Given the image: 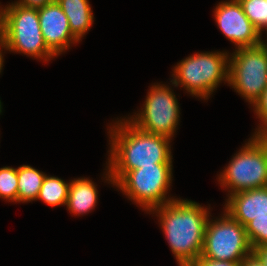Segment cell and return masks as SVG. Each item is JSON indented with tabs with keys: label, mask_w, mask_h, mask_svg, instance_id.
I'll return each instance as SVG.
<instances>
[{
	"label": "cell",
	"mask_w": 267,
	"mask_h": 266,
	"mask_svg": "<svg viewBox=\"0 0 267 266\" xmlns=\"http://www.w3.org/2000/svg\"><path fill=\"white\" fill-rule=\"evenodd\" d=\"M108 133L111 149L105 178L113 186L127 171L172 163V139L142 131L128 119L116 121Z\"/></svg>",
	"instance_id": "1"
},
{
	"label": "cell",
	"mask_w": 267,
	"mask_h": 266,
	"mask_svg": "<svg viewBox=\"0 0 267 266\" xmlns=\"http://www.w3.org/2000/svg\"><path fill=\"white\" fill-rule=\"evenodd\" d=\"M208 210L195 201L177 198L150 211L158 214L178 265L190 266L201 256Z\"/></svg>",
	"instance_id": "2"
},
{
	"label": "cell",
	"mask_w": 267,
	"mask_h": 266,
	"mask_svg": "<svg viewBox=\"0 0 267 266\" xmlns=\"http://www.w3.org/2000/svg\"><path fill=\"white\" fill-rule=\"evenodd\" d=\"M38 9L9 3L1 8L0 39L5 50L35 59H53L56 55L47 47L39 24Z\"/></svg>",
	"instance_id": "3"
},
{
	"label": "cell",
	"mask_w": 267,
	"mask_h": 266,
	"mask_svg": "<svg viewBox=\"0 0 267 266\" xmlns=\"http://www.w3.org/2000/svg\"><path fill=\"white\" fill-rule=\"evenodd\" d=\"M228 71L229 53L197 52L174 66L170 82L184 87L192 96L207 100L221 81L228 83Z\"/></svg>",
	"instance_id": "4"
},
{
	"label": "cell",
	"mask_w": 267,
	"mask_h": 266,
	"mask_svg": "<svg viewBox=\"0 0 267 266\" xmlns=\"http://www.w3.org/2000/svg\"><path fill=\"white\" fill-rule=\"evenodd\" d=\"M228 196L267 186V138L253 136L233 156L218 177Z\"/></svg>",
	"instance_id": "5"
},
{
	"label": "cell",
	"mask_w": 267,
	"mask_h": 266,
	"mask_svg": "<svg viewBox=\"0 0 267 266\" xmlns=\"http://www.w3.org/2000/svg\"><path fill=\"white\" fill-rule=\"evenodd\" d=\"M172 163H158L127 171L114 185L145 211L162 206L172 183Z\"/></svg>",
	"instance_id": "6"
},
{
	"label": "cell",
	"mask_w": 267,
	"mask_h": 266,
	"mask_svg": "<svg viewBox=\"0 0 267 266\" xmlns=\"http://www.w3.org/2000/svg\"><path fill=\"white\" fill-rule=\"evenodd\" d=\"M228 84L252 106L255 104L267 87V46L264 42L236 49L229 56Z\"/></svg>",
	"instance_id": "7"
},
{
	"label": "cell",
	"mask_w": 267,
	"mask_h": 266,
	"mask_svg": "<svg viewBox=\"0 0 267 266\" xmlns=\"http://www.w3.org/2000/svg\"><path fill=\"white\" fill-rule=\"evenodd\" d=\"M220 217L216 220L208 219L200 257L242 262L253 254L245 227L225 210Z\"/></svg>",
	"instance_id": "8"
},
{
	"label": "cell",
	"mask_w": 267,
	"mask_h": 266,
	"mask_svg": "<svg viewBox=\"0 0 267 266\" xmlns=\"http://www.w3.org/2000/svg\"><path fill=\"white\" fill-rule=\"evenodd\" d=\"M164 85H152L140 113L128 120L142 131L171 139L179 124L180 108L175 93Z\"/></svg>",
	"instance_id": "9"
},
{
	"label": "cell",
	"mask_w": 267,
	"mask_h": 266,
	"mask_svg": "<svg viewBox=\"0 0 267 266\" xmlns=\"http://www.w3.org/2000/svg\"><path fill=\"white\" fill-rule=\"evenodd\" d=\"M214 17L223 35L235 44V49L258 46L264 41L239 0L220 2L214 9Z\"/></svg>",
	"instance_id": "10"
},
{
	"label": "cell",
	"mask_w": 267,
	"mask_h": 266,
	"mask_svg": "<svg viewBox=\"0 0 267 266\" xmlns=\"http://www.w3.org/2000/svg\"><path fill=\"white\" fill-rule=\"evenodd\" d=\"M39 24L47 47L56 55L79 40L72 34L67 16L56 0L38 9Z\"/></svg>",
	"instance_id": "11"
},
{
	"label": "cell",
	"mask_w": 267,
	"mask_h": 266,
	"mask_svg": "<svg viewBox=\"0 0 267 266\" xmlns=\"http://www.w3.org/2000/svg\"><path fill=\"white\" fill-rule=\"evenodd\" d=\"M225 211L244 227L255 217L267 216V186L228 196Z\"/></svg>",
	"instance_id": "12"
},
{
	"label": "cell",
	"mask_w": 267,
	"mask_h": 266,
	"mask_svg": "<svg viewBox=\"0 0 267 266\" xmlns=\"http://www.w3.org/2000/svg\"><path fill=\"white\" fill-rule=\"evenodd\" d=\"M92 180L78 178L71 181L66 206L70 213L76 216L94 210L98 202V190Z\"/></svg>",
	"instance_id": "13"
},
{
	"label": "cell",
	"mask_w": 267,
	"mask_h": 266,
	"mask_svg": "<svg viewBox=\"0 0 267 266\" xmlns=\"http://www.w3.org/2000/svg\"><path fill=\"white\" fill-rule=\"evenodd\" d=\"M68 18L72 34L80 41L94 22L88 0H56Z\"/></svg>",
	"instance_id": "14"
},
{
	"label": "cell",
	"mask_w": 267,
	"mask_h": 266,
	"mask_svg": "<svg viewBox=\"0 0 267 266\" xmlns=\"http://www.w3.org/2000/svg\"><path fill=\"white\" fill-rule=\"evenodd\" d=\"M46 174L29 165L17 168L18 188L17 202L26 203L36 201L39 190L43 184Z\"/></svg>",
	"instance_id": "15"
},
{
	"label": "cell",
	"mask_w": 267,
	"mask_h": 266,
	"mask_svg": "<svg viewBox=\"0 0 267 266\" xmlns=\"http://www.w3.org/2000/svg\"><path fill=\"white\" fill-rule=\"evenodd\" d=\"M71 181L66 183L55 176H45L36 200H42L51 207L66 205Z\"/></svg>",
	"instance_id": "16"
},
{
	"label": "cell",
	"mask_w": 267,
	"mask_h": 266,
	"mask_svg": "<svg viewBox=\"0 0 267 266\" xmlns=\"http://www.w3.org/2000/svg\"><path fill=\"white\" fill-rule=\"evenodd\" d=\"M245 15L253 26L262 35L267 31V1L266 0H239ZM267 33V32H266Z\"/></svg>",
	"instance_id": "17"
},
{
	"label": "cell",
	"mask_w": 267,
	"mask_h": 266,
	"mask_svg": "<svg viewBox=\"0 0 267 266\" xmlns=\"http://www.w3.org/2000/svg\"><path fill=\"white\" fill-rule=\"evenodd\" d=\"M17 188V168L10 166L0 168V198L17 202Z\"/></svg>",
	"instance_id": "18"
},
{
	"label": "cell",
	"mask_w": 267,
	"mask_h": 266,
	"mask_svg": "<svg viewBox=\"0 0 267 266\" xmlns=\"http://www.w3.org/2000/svg\"><path fill=\"white\" fill-rule=\"evenodd\" d=\"M245 230L252 249L267 245V216L255 217L245 226Z\"/></svg>",
	"instance_id": "19"
},
{
	"label": "cell",
	"mask_w": 267,
	"mask_h": 266,
	"mask_svg": "<svg viewBox=\"0 0 267 266\" xmlns=\"http://www.w3.org/2000/svg\"><path fill=\"white\" fill-rule=\"evenodd\" d=\"M254 112L261 121V125L256 129L255 134L252 136L267 138V87L262 93L261 97L252 106Z\"/></svg>",
	"instance_id": "20"
},
{
	"label": "cell",
	"mask_w": 267,
	"mask_h": 266,
	"mask_svg": "<svg viewBox=\"0 0 267 266\" xmlns=\"http://www.w3.org/2000/svg\"><path fill=\"white\" fill-rule=\"evenodd\" d=\"M242 262H232L226 260H211L204 257H199L192 265L190 266H240Z\"/></svg>",
	"instance_id": "21"
},
{
	"label": "cell",
	"mask_w": 267,
	"mask_h": 266,
	"mask_svg": "<svg viewBox=\"0 0 267 266\" xmlns=\"http://www.w3.org/2000/svg\"><path fill=\"white\" fill-rule=\"evenodd\" d=\"M54 1L55 0H18L15 2V4H19L28 8L39 9Z\"/></svg>",
	"instance_id": "22"
},
{
	"label": "cell",
	"mask_w": 267,
	"mask_h": 266,
	"mask_svg": "<svg viewBox=\"0 0 267 266\" xmlns=\"http://www.w3.org/2000/svg\"><path fill=\"white\" fill-rule=\"evenodd\" d=\"M253 254L262 262L264 266H267V245L254 248Z\"/></svg>",
	"instance_id": "23"
},
{
	"label": "cell",
	"mask_w": 267,
	"mask_h": 266,
	"mask_svg": "<svg viewBox=\"0 0 267 266\" xmlns=\"http://www.w3.org/2000/svg\"><path fill=\"white\" fill-rule=\"evenodd\" d=\"M240 266H264V265L254 254H251L242 261Z\"/></svg>",
	"instance_id": "24"
},
{
	"label": "cell",
	"mask_w": 267,
	"mask_h": 266,
	"mask_svg": "<svg viewBox=\"0 0 267 266\" xmlns=\"http://www.w3.org/2000/svg\"><path fill=\"white\" fill-rule=\"evenodd\" d=\"M0 48L2 49H0V73H1V71H2V69H3V63H4V58H3V55H2V51H3V49H6V47L4 46V44H3V42H2V40L0 39Z\"/></svg>",
	"instance_id": "25"
},
{
	"label": "cell",
	"mask_w": 267,
	"mask_h": 266,
	"mask_svg": "<svg viewBox=\"0 0 267 266\" xmlns=\"http://www.w3.org/2000/svg\"><path fill=\"white\" fill-rule=\"evenodd\" d=\"M2 112V104H1V100H0V114Z\"/></svg>",
	"instance_id": "26"
}]
</instances>
